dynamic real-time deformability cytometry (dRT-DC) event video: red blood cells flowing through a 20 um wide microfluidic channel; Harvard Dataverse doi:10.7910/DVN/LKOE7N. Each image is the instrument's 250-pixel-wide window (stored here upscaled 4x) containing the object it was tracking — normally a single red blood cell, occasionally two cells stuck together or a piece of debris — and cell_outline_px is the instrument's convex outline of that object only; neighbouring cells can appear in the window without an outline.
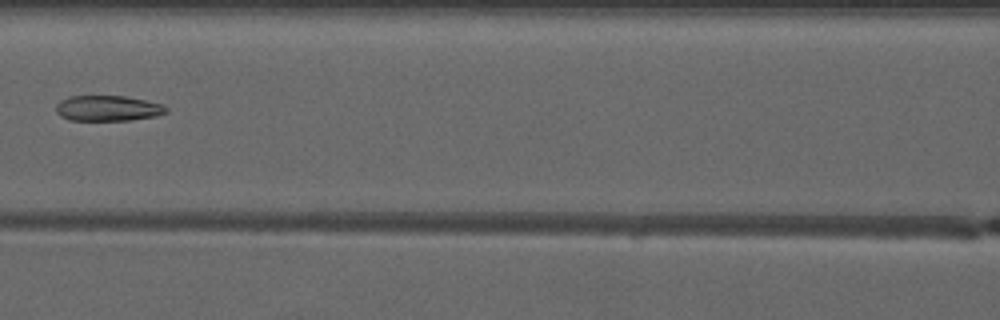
{"species": "common noctule bat (a hibernating species)", "species_latin": "Nyctalus noctula", "temperature_condition": "warm", "stored_images_in_passage": 5, "camera_frame_rate_fps": 3000, "um_per_image_px": 0.085, "animal": {"sex": "male", "forearm_length_mm": 52.5}, "frame": {"image": 1, "passage_image": 4, "time_ms": 3.667, "image_size_px": [1000, 320], "cell_outline_px": [[168, 112], [156, 116], [132, 120], [68, 120], [60, 116], [56, 112], [56, 104], [60, 100], [68, 96], [124, 96], [144, 100], [160, 104], [168, 108]], "centroid_in_image_um": [9.13, 9.21], "position_along_channel_um": 157.5, "area_um2": 16.42}}
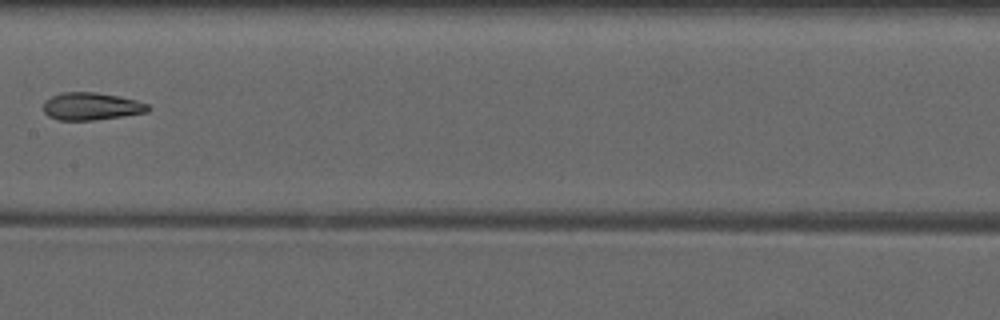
{"frame": {"image": 2, "passage_image": 5, "time_ms": 4.667, "image_size_px": [1000, 320], "cell_outline_px": [[152, 108], [148, 112], [124, 116], [92, 120], [56, 120], [48, 116], [44, 112], [44, 100], [52, 96], [64, 92], [96, 92], [120, 96], [136, 100], [148, 104]], "centroid_in_image_um": [7.78, 9.04], "position_along_channel_um": 199.6, "area_um2": 16.94}}